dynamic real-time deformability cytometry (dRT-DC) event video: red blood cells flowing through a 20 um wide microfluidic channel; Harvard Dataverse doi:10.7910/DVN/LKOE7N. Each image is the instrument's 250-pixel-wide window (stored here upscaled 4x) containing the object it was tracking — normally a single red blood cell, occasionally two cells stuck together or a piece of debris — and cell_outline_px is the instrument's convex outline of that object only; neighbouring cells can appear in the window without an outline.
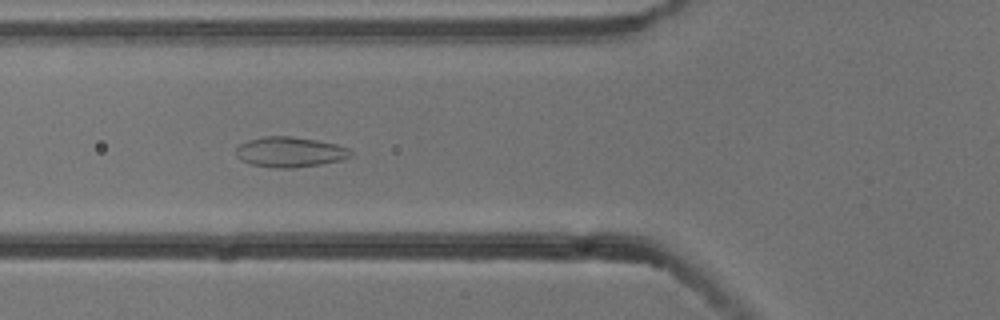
{"species": "common noctule bat (a hibernating species)", "species_latin": "Nyctalus noctula", "temperature_condition": "cold", "stored_images_in_passage": 8, "camera_frame_rate_fps": 3000, "um_per_image_px": 0.085, "animal": {"sex": "male", "body_mass_g": 13.3}, "frame": {"image": 1, "passage_image": 4, "time_ms": 1.0, "image_size_px": [1000, 320], "cell_outline_px": [[352, 156], [340, 160], [320, 164], [296, 168], [272, 168], [252, 164], [236, 156], [236, 148], [240, 144], [248, 140], [264, 136], [292, 136], [316, 140], [336, 144], [348, 148], [352, 152]], "centroid_in_image_um": [24.65, 12.92], "position_along_channel_um": 101.2, "area_um2": 20.17}}
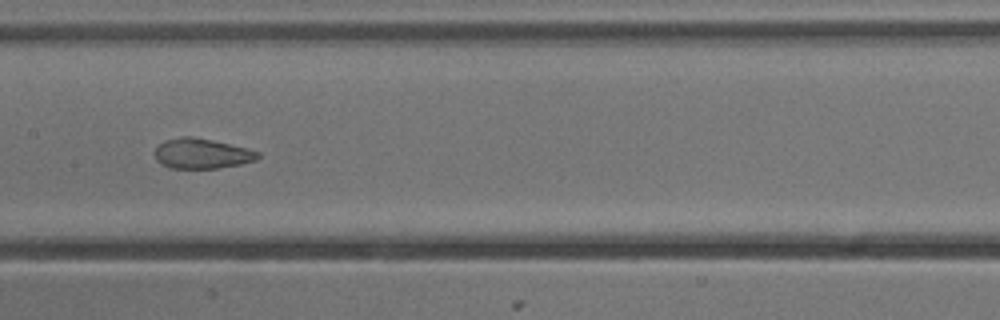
{"frame": {"image": 2, "passage_image": 6, "time_ms": 1.667, "image_size_px": [1000, 320], "cell_outline_px": [[260, 156], [256, 160], [240, 164], [216, 168], [168, 168], [160, 164], [156, 160], [152, 152], [164, 140], [180, 136], [192, 136], [212, 140], [260, 152]], "centroid_in_image_um": [17.08, 13.05], "position_along_channel_um": 190.3, "area_um2": 18.15}}
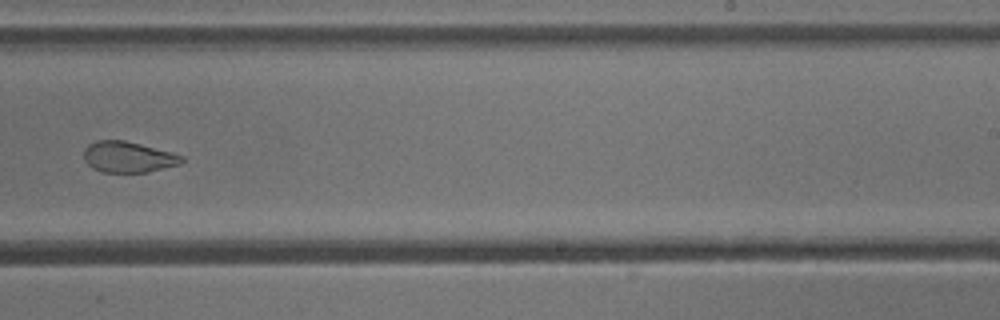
{"frame": {"image": 3, "passage_image": 8, "time_ms": 2.333, "image_size_px": [1000, 320], "cell_outline_px": [[184, 160], [180, 164], [148, 172], [100, 172], [92, 168], [84, 160], [84, 148], [88, 144], [96, 140], [124, 140], [172, 152], [184, 156]], "centroid_in_image_um": [10.88, 13.34], "position_along_channel_um": 278.1, "area_um2": 17.74}}